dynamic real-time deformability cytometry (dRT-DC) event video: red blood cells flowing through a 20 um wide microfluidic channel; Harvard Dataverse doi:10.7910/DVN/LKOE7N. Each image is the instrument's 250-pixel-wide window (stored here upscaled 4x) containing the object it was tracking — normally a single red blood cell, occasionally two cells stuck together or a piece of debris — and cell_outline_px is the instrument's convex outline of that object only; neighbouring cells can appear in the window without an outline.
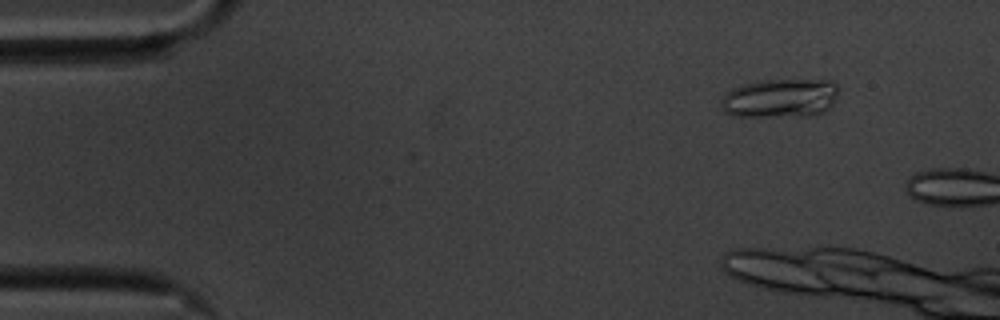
{"species": "common noctule bat (a hibernating species)", "species_latin": "Nyctalus noctula", "temperature_condition": "cold", "stored_images_in_passage": 9, "camera_frame_rate_fps": 3000, "um_per_image_px": 0.085, "animal": {"sex": "male", "body_mass_g": 20.1, "forearm_length_mm": 53.5}, "frame": {"image": 1, "passage_image": 7, "time_ms": 2.0, "image_size_px": [1000, 320], "cell_outline_px": [[840, 88], [832, 104], [824, 112], [812, 116], [732, 116], [724, 112], [720, 108], [720, 100], [724, 92], [732, 88], [744, 84], [764, 80], [828, 80], [836, 84]], "centroid_in_image_um": [66.28, 8.35], "position_along_channel_um": 18.7, "area_um2": 26.99}}